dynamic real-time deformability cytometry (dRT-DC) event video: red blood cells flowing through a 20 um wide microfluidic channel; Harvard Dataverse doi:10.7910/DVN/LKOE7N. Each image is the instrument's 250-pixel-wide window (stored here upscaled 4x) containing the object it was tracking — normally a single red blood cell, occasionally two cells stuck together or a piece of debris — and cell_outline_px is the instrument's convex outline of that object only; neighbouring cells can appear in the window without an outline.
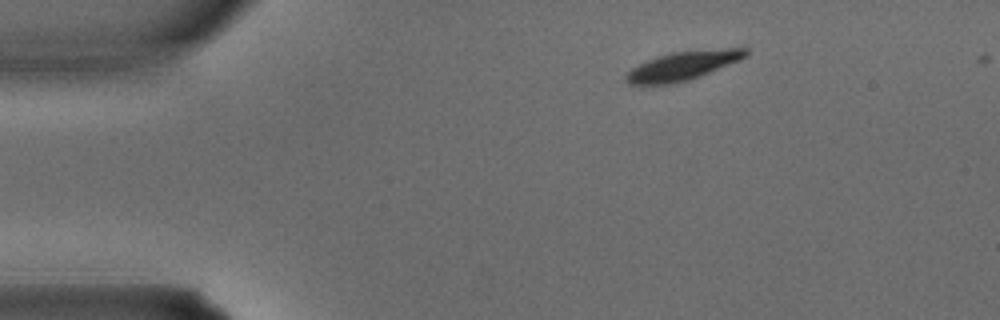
{"species": "common noctule bat (a hibernating species)", "species_latin": "Nyctalus noctula", "temperature_condition": "warm", "stored_images_in_passage": 2, "camera_frame_rate_fps": 3000, "um_per_image_px": 0.085, "animal": {"sex": "male", "body_mass_g": 15.6}, "frame": {"image": 1, "passage_image": 1, "time_ms": 0.0, "image_size_px": [1000, 320], "cell_outline_px": [[748, 56], [740, 60], [700, 76], [688, 80], [672, 84], [628, 84], [624, 80], [624, 76], [632, 68], [656, 56], [668, 52], [728, 48], [748, 48]], "centroid_in_image_um": [58.05, 5.58], "position_along_channel_um": 27.0, "area_um2": 20.11}}